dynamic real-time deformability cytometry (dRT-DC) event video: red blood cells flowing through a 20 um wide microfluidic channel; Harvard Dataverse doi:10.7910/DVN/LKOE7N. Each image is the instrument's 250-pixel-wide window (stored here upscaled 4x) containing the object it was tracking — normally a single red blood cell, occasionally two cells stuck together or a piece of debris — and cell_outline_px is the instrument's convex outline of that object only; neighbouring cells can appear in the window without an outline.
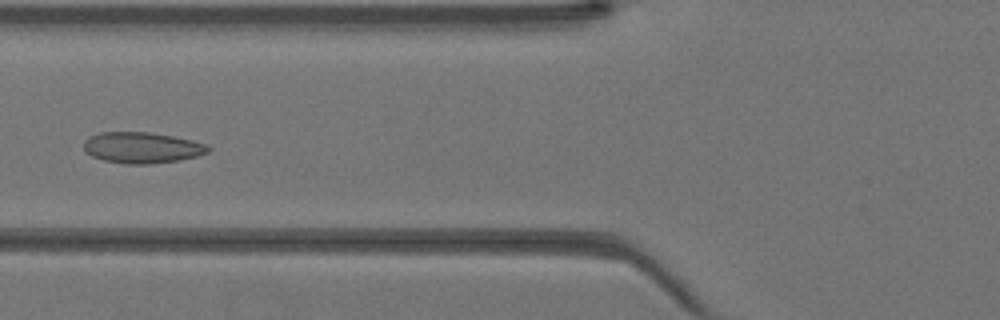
{"species": "Egyptian fruit bat (a non-hibernating species)", "species_latin": "Rousettus aegyptiacus", "temperature_condition": "warm", "stored_images_in_passage": 29, "camera_frame_rate_fps": 3000, "um_per_image_px": 0.085, "animal": {"sex": "female"}, "frame": {"image": 1, "passage_image": 6, "time_ms": 1.667, "image_size_px": [1000, 320], "cell_outline_px": [[212, 148], [208, 152], [196, 156], [180, 160], [148, 164], [124, 164], [104, 160], [92, 156], [84, 148], [84, 140], [88, 136], [100, 132], [148, 132], [172, 136], [192, 140], [208, 144]], "centroid_in_image_um": [12.08, 12.55], "position_along_channel_um": 113.7, "area_um2": 22.54}}
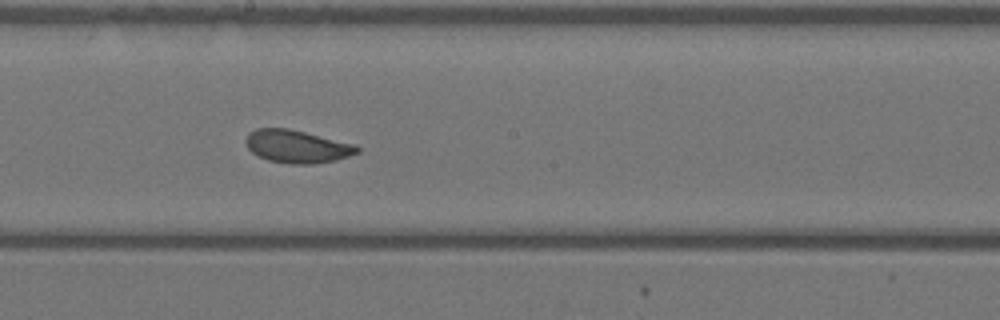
{"frame": {"image": 2, "passage_image": 13, "time_ms": 4.0, "image_size_px": [1000, 320], "cell_outline_px": [[360, 152], [336, 160], [312, 164], [288, 164], [268, 160], [252, 152], [248, 148], [244, 140], [248, 132], [256, 128], [288, 128], [356, 144], [360, 148]], "centroid_in_image_um": [25.24, 12.44], "position_along_channel_um": 223.0, "area_um2": 21.44}}
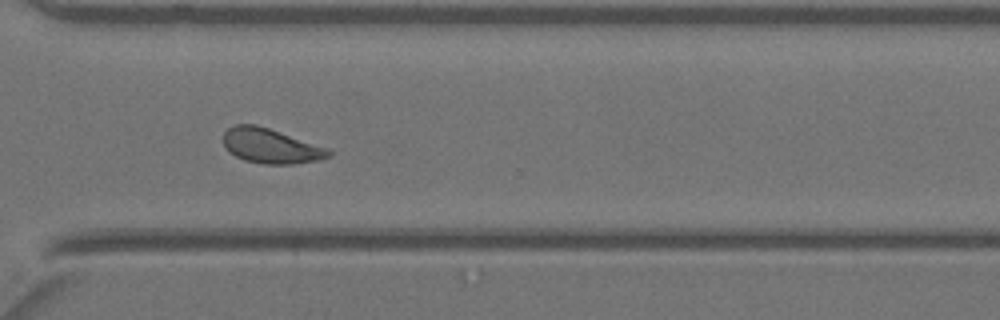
{"frame": {"image": 3, "passage_image": 21, "time_ms": 6.667, "image_size_px": [1000, 320], "cell_outline_px": [[332, 156], [316, 160], [292, 164], [264, 164], [244, 160], [228, 152], [224, 144], [224, 132], [228, 128], [236, 124], [256, 124], [328, 148], [332, 152]], "centroid_in_image_um": [23.0, 12.41], "position_along_channel_um": 347.6, "area_um2": 21.21}}